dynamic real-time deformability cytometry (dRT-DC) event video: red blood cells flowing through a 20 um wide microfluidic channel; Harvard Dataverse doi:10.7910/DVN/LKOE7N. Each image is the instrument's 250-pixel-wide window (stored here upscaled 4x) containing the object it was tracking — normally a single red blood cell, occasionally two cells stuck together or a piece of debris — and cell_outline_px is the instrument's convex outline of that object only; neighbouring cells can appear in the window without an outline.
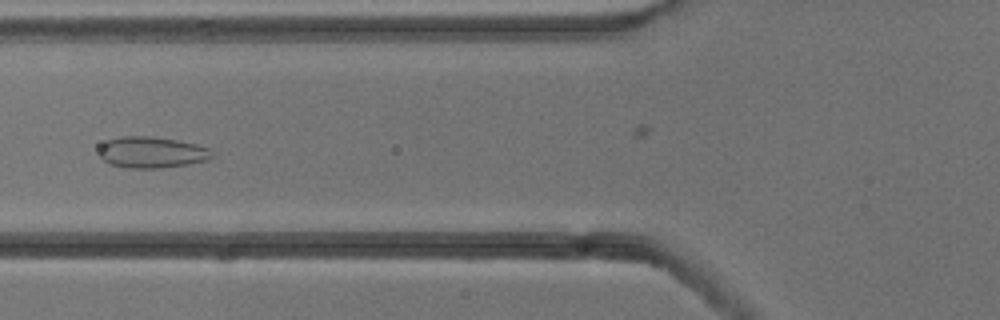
{"species": "common noctule bat (a hibernating species)", "species_latin": "Nyctalus noctula", "temperature_condition": "cold", "stored_images_in_passage": 48, "camera_frame_rate_fps": 3000, "um_per_image_px": 0.085, "animal": {"sex": "male", "body_mass_g": 13.3}, "frame": {"image": 1, "passage_image": 22, "time_ms": 7.0, "image_size_px": [1000, 320], "cell_outline_px": [[212, 156], [208, 160], [188, 164], [160, 168], [128, 168], [108, 164], [100, 156], [100, 144], [108, 140], [124, 136], [152, 136], [176, 140], [196, 144], [208, 148], [212, 152]], "centroid_in_image_um": [12.88, 12.95], "position_along_channel_um": 112.9, "area_um2": 20.52}}
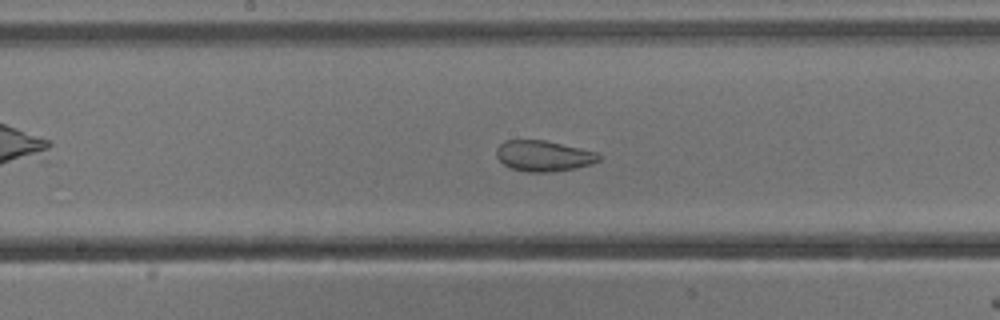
{"frame": {"image": 2, "passage_image": 29, "time_ms": 9.333, "image_size_px": [1000, 320], "cell_outline_px": [[604, 156], [600, 160], [592, 164], [576, 168], [548, 172], [528, 172], [512, 168], [504, 164], [496, 156], [496, 148], [504, 140], [544, 140], [596, 152]], "centroid_in_image_um": [46.22, 13.25], "position_along_channel_um": 202.0, "area_um2": 18.32}}
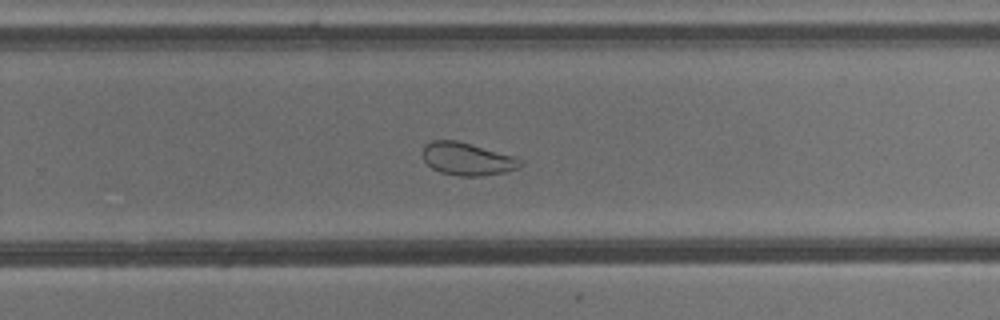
{"frame": {"image": 3, "passage_image": 36, "time_ms": 11.667, "image_size_px": [1000, 320], "cell_outline_px": [[524, 164], [516, 168], [504, 172], [484, 176], [460, 176], [440, 172], [432, 168], [424, 160], [424, 144], [432, 140], [456, 140], [516, 156], [524, 160]], "centroid_in_image_um": [39.75, 13.51], "position_along_channel_um": 290.0, "area_um2": 18.67}}